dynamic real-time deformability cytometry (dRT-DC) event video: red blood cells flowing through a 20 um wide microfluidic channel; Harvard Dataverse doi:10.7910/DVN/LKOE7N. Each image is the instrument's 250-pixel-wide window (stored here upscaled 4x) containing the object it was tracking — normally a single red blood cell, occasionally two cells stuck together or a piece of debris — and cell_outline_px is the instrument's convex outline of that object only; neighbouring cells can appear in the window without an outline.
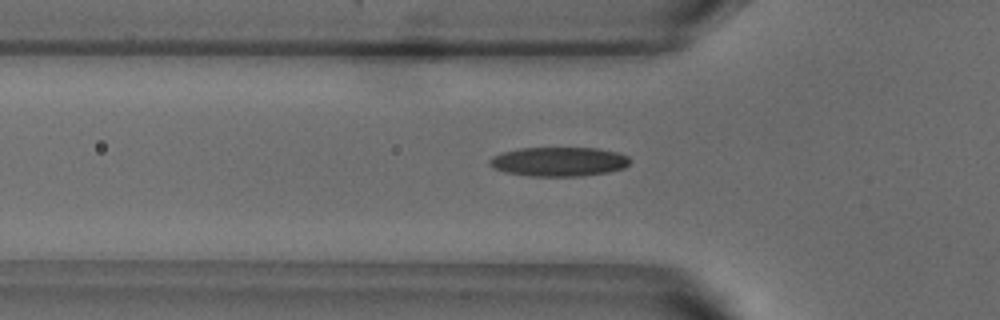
{"species": "common noctule bat (a hibernating species)", "species_latin": "Nyctalus noctula", "temperature_condition": "warm", "stored_images_in_passage": 45, "camera_frame_rate_fps": 3000, "um_per_image_px": 0.085, "animal": {"sex": "male", "body_mass_g": 18.8}, "frame": {"image": 1, "passage_image": 16, "time_ms": 5.0, "image_size_px": [1000, 320], "cell_outline_px": [[632, 160], [624, 168], [608, 172], [580, 176], [528, 176], [504, 172], [492, 168], [488, 164], [488, 160], [492, 156], [504, 152], [520, 148], [596, 148], [620, 152], [628, 156]], "centroid_in_image_um": [47.5, 13.74], "position_along_channel_um": 78.3, "area_um2": 24.16}}
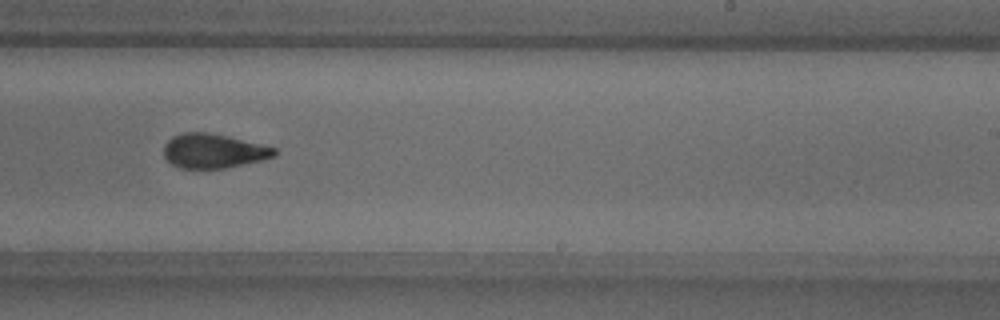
{"frame": {"image": 2, "passage_image": 31, "time_ms": 10.0, "image_size_px": [1000, 320], "cell_outline_px": [[276, 156], [260, 160], [224, 168], [180, 168], [172, 164], [164, 156], [164, 144], [172, 136], [184, 132], [208, 132], [228, 136], [276, 148]], "centroid_in_image_um": [18.11, 12.82], "position_along_channel_um": 270.9, "area_um2": 21.96}}
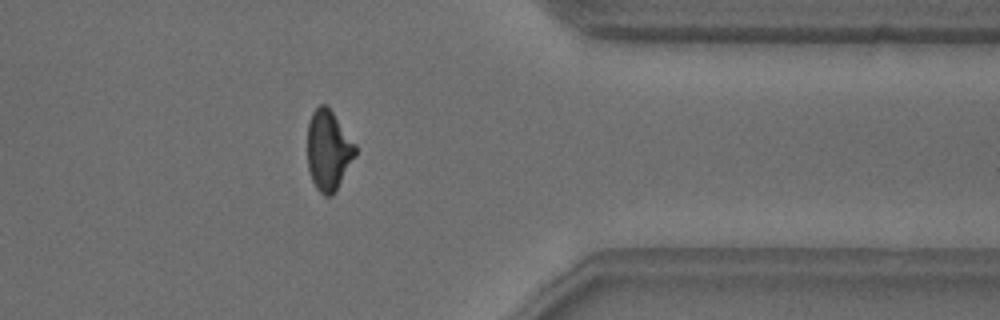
{"frame": {"image": 3, "passage_image": 41, "time_ms": 13.333, "image_size_px": [1000, 320], "cell_outline_px": [[356, 156], [332, 196], [324, 196], [316, 188], [312, 180], [308, 168], [308, 124], [312, 112], [320, 104], [324, 104], [332, 112], [356, 144]], "centroid_in_image_um": [27.92, 12.79], "position_along_channel_um": 383.5, "area_um2": 22.2}}